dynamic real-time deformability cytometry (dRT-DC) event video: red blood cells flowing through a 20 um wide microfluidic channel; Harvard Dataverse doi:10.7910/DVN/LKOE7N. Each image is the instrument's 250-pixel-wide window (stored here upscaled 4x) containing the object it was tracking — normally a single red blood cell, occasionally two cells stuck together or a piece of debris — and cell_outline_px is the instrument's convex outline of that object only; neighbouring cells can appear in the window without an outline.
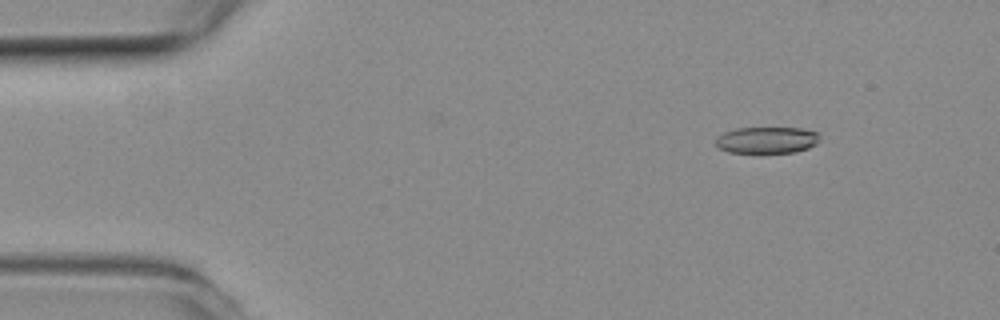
{"species": "common noctule bat (a hibernating species)", "species_latin": "Nyctalus noctula", "temperature_condition": "room temperature", "stored_images_in_passage": 11, "camera_frame_rate_fps": 3000, "um_per_image_px": 0.085, "animal": {"sex": "female", "body_mass_g": 19.3, "forearm_length_mm": 54.1}, "frame": {"image": 1, "passage_image": 7, "time_ms": 2.0, "image_size_px": [1000, 320], "cell_outline_px": [[820, 136], [816, 144], [808, 148], [796, 152], [764, 156], [756, 156], [728, 152], [720, 148], [716, 144], [716, 136], [724, 132], [736, 128], [800, 128], [816, 132]], "centroid_in_image_um": [65.14, 11.97], "position_along_channel_um": 19.9, "area_um2": 17.05}}